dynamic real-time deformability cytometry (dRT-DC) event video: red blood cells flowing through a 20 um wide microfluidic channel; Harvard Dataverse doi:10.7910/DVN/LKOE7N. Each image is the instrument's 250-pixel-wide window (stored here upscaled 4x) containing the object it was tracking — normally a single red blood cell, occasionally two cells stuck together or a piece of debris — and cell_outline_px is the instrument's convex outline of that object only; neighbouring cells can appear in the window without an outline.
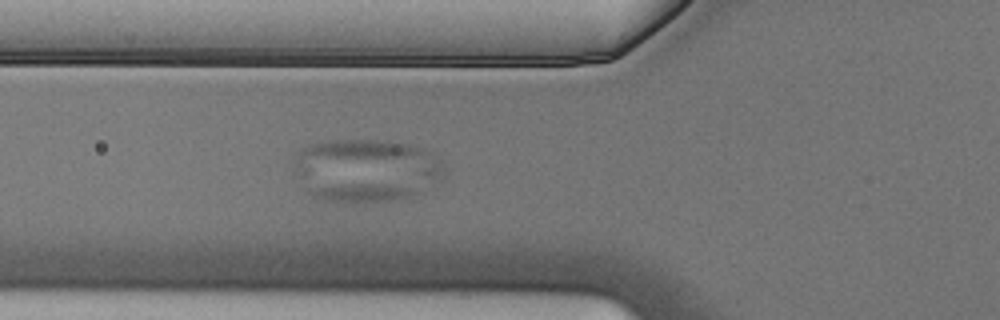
{"species": "Egyptian fruit bat (a non-hibernating species)", "species_latin": "Rousettus aegyptiacus", "temperature_condition": "cold", "stored_images_in_passage": 4, "camera_frame_rate_fps": 3000, "um_per_image_px": 0.085, "animal": {"sex": "male"}, "frame": {"image": 1, "passage_image": 4, "time_ms": 1.0, "image_size_px": [1000, 320], "cell_outline_px": [[420, 192], [412, 196], [400, 200], [332, 200], [312, 196], [308, 192], [308, 188], [356, 184], [376, 184], [420, 188]], "centroid_in_image_um": [30.93, 16.35], "position_along_channel_um": 94.9, "area_um2": 10.64}}